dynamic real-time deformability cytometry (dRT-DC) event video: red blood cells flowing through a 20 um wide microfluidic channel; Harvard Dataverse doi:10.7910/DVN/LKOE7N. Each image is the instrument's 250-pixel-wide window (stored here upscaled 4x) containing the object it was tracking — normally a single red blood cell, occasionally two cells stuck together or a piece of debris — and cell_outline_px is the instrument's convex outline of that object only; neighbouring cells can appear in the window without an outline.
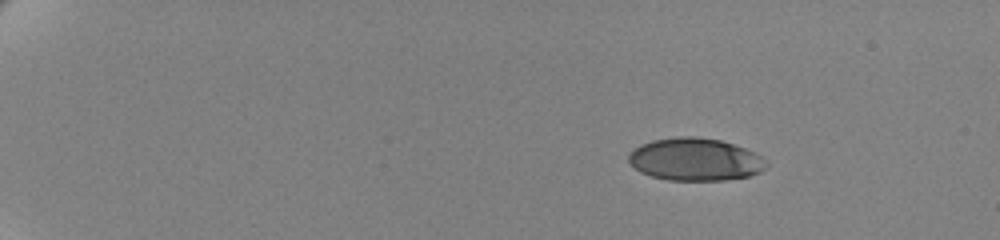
{"species": "human", "species_latin": "Homo sapiens", "temperature_condition": "cold", "stored_images_in_passage": 52, "camera_frame_rate_fps": 3000, "um_per_image_px": 0.085, "donor": {"sex": "female"}, "frame": {"image": 1, "passage_image": 1, "time_ms": 0.0, "image_size_px": [1000, 240], "cell_outline_px": [[768, 164], [760, 172], [748, 176], [724, 180], [668, 180], [652, 176], [640, 172], [628, 160], [628, 152], [640, 144], [652, 140], [676, 136], [696, 136], [720, 140], [744, 148], [760, 156]], "centroid_in_image_um": [59.04, 13.54], "position_along_channel_um": 26.0, "area_um2": 34.1}}
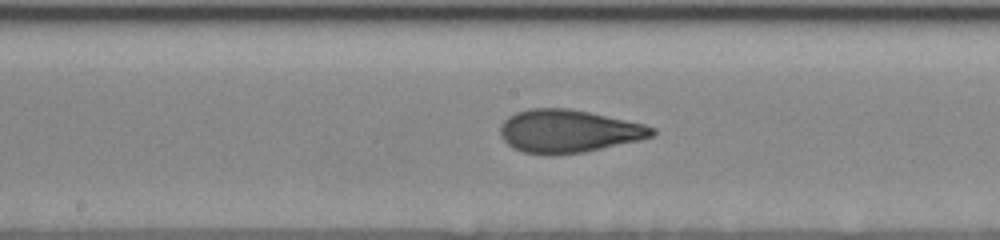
{"frame": {"image": 2, "passage_image": 27, "time_ms": 8.667, "image_size_px": [1000, 240], "cell_outline_px": [[656, 132], [652, 136], [640, 140], [584, 152], [552, 156], [544, 156], [524, 152], [512, 148], [500, 136], [500, 128], [504, 120], [508, 116], [516, 112], [532, 108], [572, 108], [644, 124], [656, 128]], "centroid_in_image_um": [48.3, 11.16], "position_along_channel_um": 199.9, "area_um2": 38.32}}
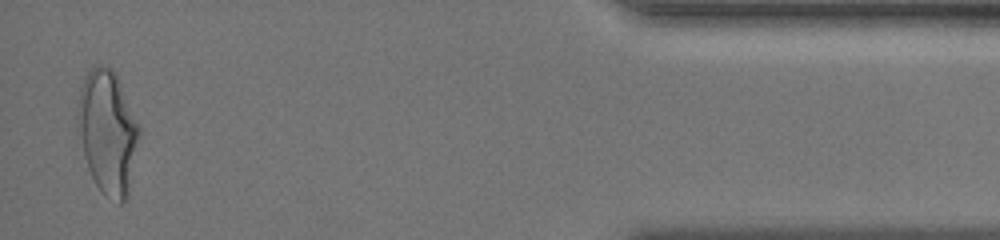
{"frame": {"image": 3, "passage_image": 51, "time_ms": 16.667, "image_size_px": [1000, 240], "cell_outline_px": [[140, 136], [128, 196], [120, 204], [104, 196], [96, 184], [88, 168], [84, 152], [76, 116], [80, 88], [84, 76], [96, 64], [100, 64], [112, 68], [120, 84], [140, 128]], "centroid_in_image_um": [9.16, 11.24], "position_along_channel_um": 426.0, "area_um2": 43.93}, "authors_computed_cell_mechanics": {"area_um2": 37.3677, "velocity_mm_per_s": 3.4934, "shape_relaxation_time_tau1_ms": 5.9662, "shape_relaxation_time_tau2_ms": 0.9589, "deformation_change_tau1": 0.1906, "deformation_change_tau2": 0.0774}}